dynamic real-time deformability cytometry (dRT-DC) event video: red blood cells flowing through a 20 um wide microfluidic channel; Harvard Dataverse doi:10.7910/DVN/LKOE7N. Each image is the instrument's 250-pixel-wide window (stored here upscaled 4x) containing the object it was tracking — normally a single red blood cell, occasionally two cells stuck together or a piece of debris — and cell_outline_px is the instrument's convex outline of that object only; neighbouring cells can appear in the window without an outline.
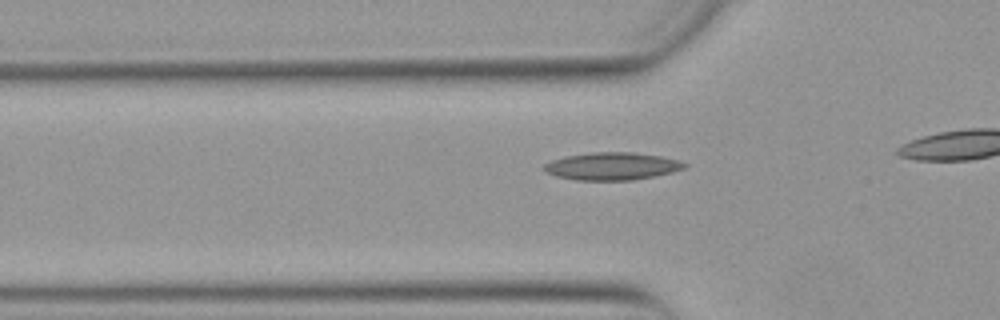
{"species": "Egyptian fruit bat (a non-hibernating species)", "species_latin": "Rousettus aegyptiacus", "temperature_condition": "warm", "stored_images_in_passage": 35, "camera_frame_rate_fps": 3000, "um_per_image_px": 0.085, "animal": {"sex": "female"}, "frame": {"image": 1, "passage_image": 10, "time_ms": 3.0, "image_size_px": [1000, 320], "cell_outline_px": [[688, 164], [684, 168], [672, 172], [632, 180], [576, 180], [556, 176], [544, 172], [544, 164], [552, 160], [564, 156], [592, 152], [632, 152], [660, 156], [676, 160]], "centroid_in_image_um": [51.97, 14.12], "position_along_channel_um": 73.8, "area_um2": 22.43}}
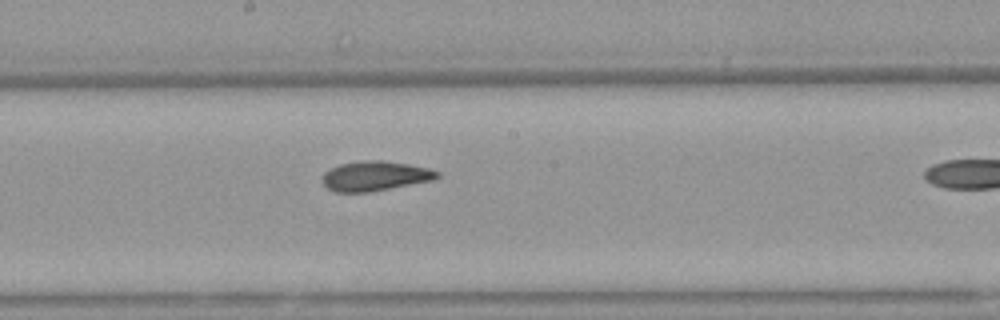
{"frame": {"image": 2, "passage_image": 21, "time_ms": 6.667, "image_size_px": [1000, 320], "cell_outline_px": [[440, 176], [432, 180], [368, 192], [336, 192], [328, 188], [320, 180], [324, 172], [340, 164], [364, 160], [384, 160], [408, 164], [428, 168], [440, 172]], "centroid_in_image_um": [31.86, 14.95], "position_along_channel_um": 216.3, "area_um2": 19.77}}
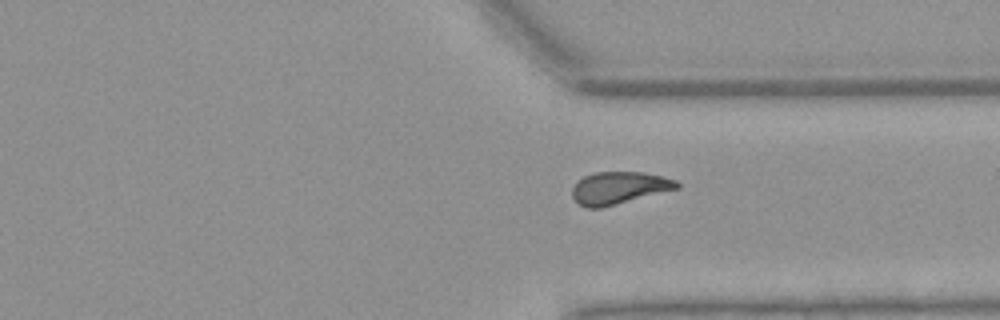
{"frame": {"image": 3, "passage_image": 32, "time_ms": 10.333, "image_size_px": [1000, 320], "cell_outline_px": [[680, 188], [600, 208], [588, 208], [576, 204], [572, 196], [572, 188], [584, 176], [596, 172], [644, 172], [664, 176], [676, 180], [680, 184]], "centroid_in_image_um": [52.63, 15.97], "position_along_channel_um": 358.8, "area_um2": 19.77}}